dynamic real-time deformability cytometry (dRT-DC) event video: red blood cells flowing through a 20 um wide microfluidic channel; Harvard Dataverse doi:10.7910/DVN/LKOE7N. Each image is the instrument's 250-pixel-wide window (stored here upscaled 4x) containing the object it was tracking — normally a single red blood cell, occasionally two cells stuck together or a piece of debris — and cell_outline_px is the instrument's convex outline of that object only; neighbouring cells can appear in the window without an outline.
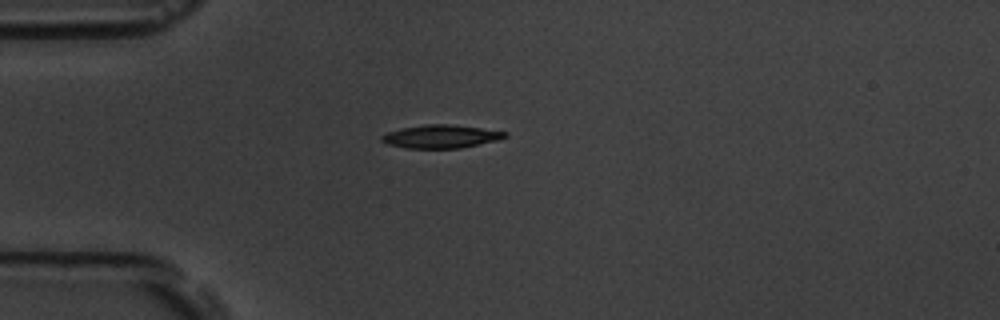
{"species": "common noctule bat (a hibernating species)", "species_latin": "Nyctalus noctula", "temperature_condition": "room temperature", "stored_images_in_passage": 1, "camera_frame_rate_fps": 3000, "um_per_image_px": 0.085, "animal": {"sex": "male", "body_mass_g": 19.5, "forearm_length_mm": 54.6}, "frame": {"image": 1, "passage_image": 1, "time_ms": 0.0, "image_size_px": [1000, 320], "cell_outline_px": [[508, 136], [496, 140], [460, 148], [404, 148], [388, 144], [380, 140], [380, 136], [388, 132], [404, 128], [424, 124], [448, 124], [480, 128], [508, 132]], "centroid_in_image_um": [37.45, 11.6], "position_along_channel_um": 47.5, "area_um2": 16.47}}